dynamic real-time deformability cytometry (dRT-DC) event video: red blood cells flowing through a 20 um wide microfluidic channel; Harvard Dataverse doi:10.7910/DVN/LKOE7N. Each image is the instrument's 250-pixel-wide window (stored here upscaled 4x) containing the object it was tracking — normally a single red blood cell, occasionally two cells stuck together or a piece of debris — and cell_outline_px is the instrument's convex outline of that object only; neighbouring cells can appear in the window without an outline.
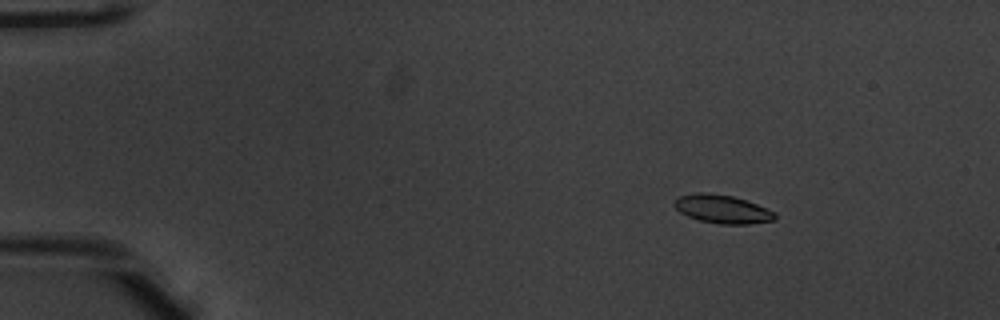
{"species": "common noctule bat (a hibernating species)", "species_latin": "Nyctalus noctula", "temperature_condition": "warm", "stored_images_in_passage": 54, "camera_frame_rate_fps": 3000, "um_per_image_px": 0.085, "animal": {"sex": "male", "body_mass_g": 20.1, "forearm_length_mm": 53.5}, "frame": {"image": 1, "passage_image": 9, "time_ms": 2.667, "image_size_px": [1000, 320], "cell_outline_px": [[776, 220], [748, 224], [720, 224], [700, 220], [688, 216], [680, 212], [672, 204], [680, 196], [696, 192], [704, 192], [732, 196], [756, 204], [776, 212]], "centroid_in_image_um": [61.41, 17.78], "position_along_channel_um": 23.6, "area_um2": 16.53}}
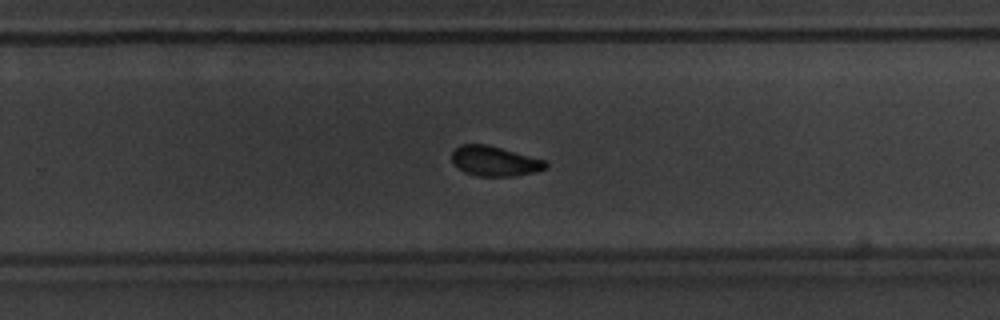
{"frame": {"image": 2, "passage_image": 36, "time_ms": 11.667, "image_size_px": [1000, 320], "cell_outline_px": [[548, 168], [532, 172], [512, 176], [480, 176], [464, 172], [452, 164], [452, 152], [460, 144], [488, 144], [544, 160], [548, 164]], "centroid_in_image_um": [42.01, 13.69], "position_along_channel_um": 287.8, "area_um2": 16.3}}
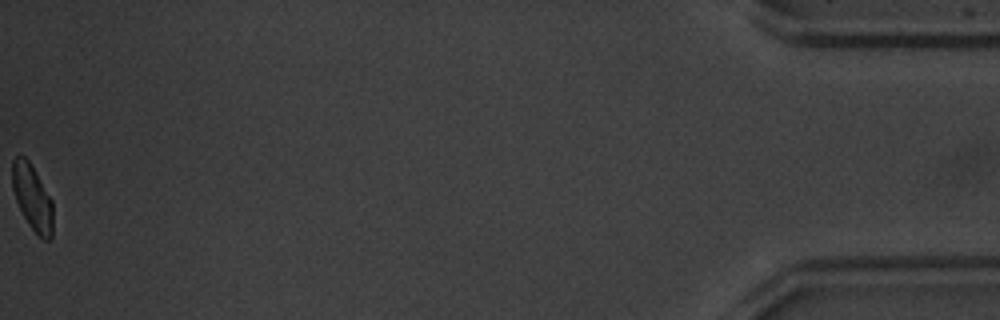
{"frame": {"image": 3, "passage_image": 54, "time_ms": 17.667, "image_size_px": [1000, 320], "cell_outline_px": [[52, 236], [48, 240], [44, 240], [28, 224], [16, 200], [12, 188], [12, 160], [16, 156], [24, 156], [28, 160], [52, 200]], "centroid_in_image_um": [2.73, 16.78], "position_along_channel_um": 432.5, "area_um2": 15.26}, "authors_computed_cell_mechanics": {"area_um2": 16.7042, "velocity_mm_per_s": 3.9299, "shape_relaxation_time_tau1_ms": 2.9765, "shape_relaxation_time_tau2_ms": 2.6827, "deformation_change_tau1": 0.12, "deformation_change_tau2": 0.0764}}